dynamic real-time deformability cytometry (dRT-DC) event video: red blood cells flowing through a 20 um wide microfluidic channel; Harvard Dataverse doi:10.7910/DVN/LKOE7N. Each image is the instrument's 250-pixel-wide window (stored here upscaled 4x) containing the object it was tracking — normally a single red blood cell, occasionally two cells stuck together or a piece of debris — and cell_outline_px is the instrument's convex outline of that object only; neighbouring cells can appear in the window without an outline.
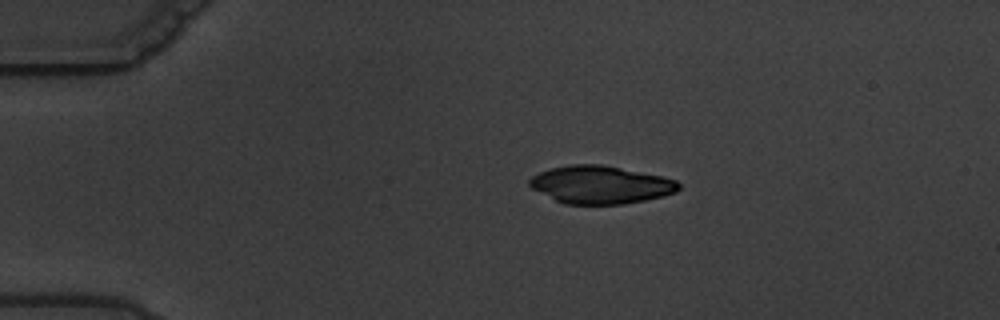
{"species": "common noctule bat (a hibernating species)", "species_latin": "Nyctalus noctula", "temperature_condition": "warm", "stored_images_in_passage": 7, "camera_frame_rate_fps": 3000, "um_per_image_px": 0.085, "animal": {"sex": "male", "body_mass_g": 19.5, "forearm_length_mm": 54.6}, "frame": {"image": 1, "passage_image": 4, "time_ms": 4.0, "image_size_px": [1000, 320], "cell_outline_px": [[680, 188], [676, 192], [664, 196], [624, 204], [564, 204], [532, 188], [528, 184], [528, 180], [532, 176], [540, 172], [552, 168], [568, 164], [600, 164], [664, 176], [676, 180], [680, 184]], "centroid_in_image_um": [51.07, 15.7], "position_along_channel_um": 33.9, "area_um2": 32.89}}